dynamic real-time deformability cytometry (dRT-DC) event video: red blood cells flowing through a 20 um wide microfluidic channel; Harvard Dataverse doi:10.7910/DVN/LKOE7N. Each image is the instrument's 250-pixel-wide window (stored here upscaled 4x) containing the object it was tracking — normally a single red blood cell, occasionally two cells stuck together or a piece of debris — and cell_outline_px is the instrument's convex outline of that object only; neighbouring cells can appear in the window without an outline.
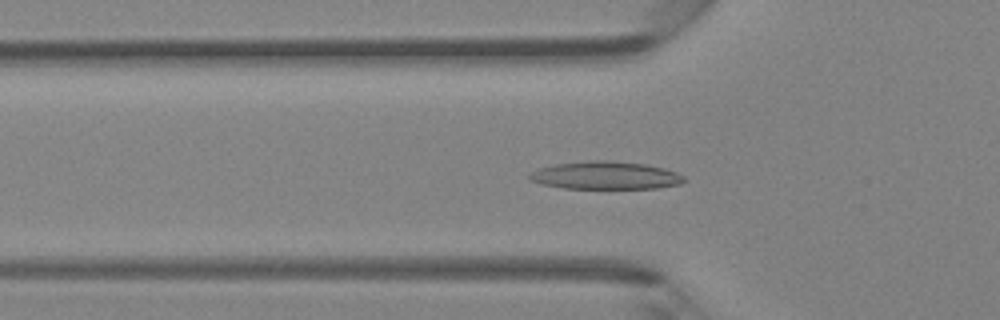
{"species": "Egyptian fruit bat (a non-hibernating species)", "species_latin": "Rousettus aegyptiacus", "temperature_condition": "room temperature", "stored_images_in_passage": 47, "camera_frame_rate_fps": 3000, "um_per_image_px": 0.085, "animal": {"sex": "female"}, "frame": {"image": 1, "passage_image": 15, "time_ms": 4.667, "image_size_px": [1000, 320], "cell_outline_px": [[684, 180], [680, 184], [656, 188], [564, 188], [540, 184], [528, 180], [528, 176], [532, 172], [540, 168], [556, 164], [588, 160], [612, 160], [644, 164], [664, 168], [676, 172], [684, 176]], "centroid_in_image_um": [51.45, 14.9], "position_along_channel_um": 74.4, "area_um2": 25.03}}
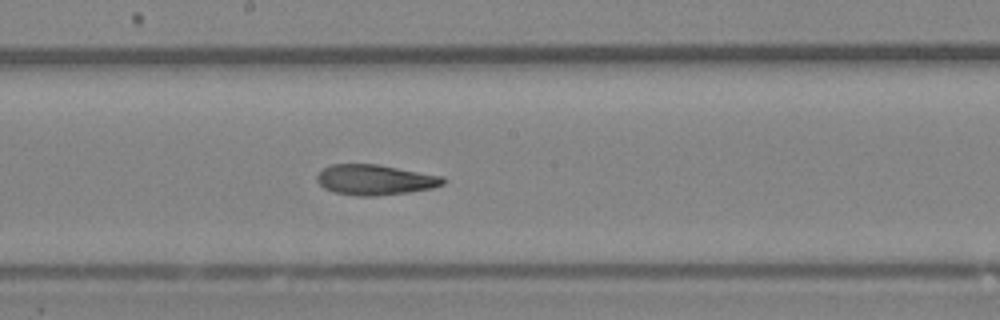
{"frame": {"image": 2, "passage_image": 25, "time_ms": 8.0, "image_size_px": [1000, 320], "cell_outline_px": [[448, 180], [444, 184], [432, 188], [408, 192], [372, 196], [356, 196], [336, 192], [324, 188], [316, 180], [316, 176], [324, 168], [332, 164], [376, 164], [444, 176]], "centroid_in_image_um": [31.91, 15.28], "position_along_channel_um": 216.3, "area_um2": 22.25}}
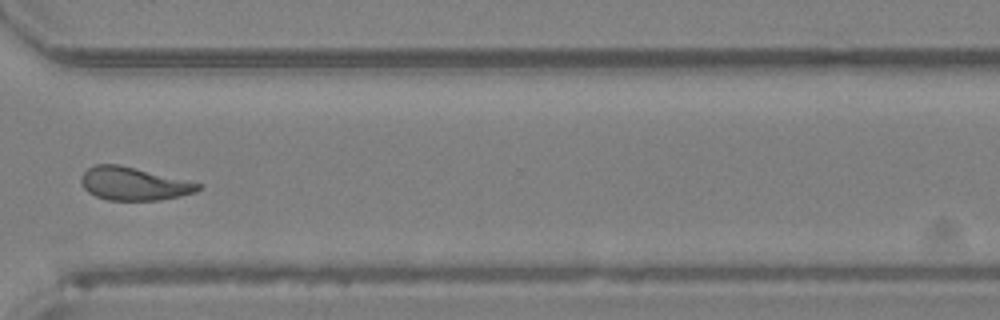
{"frame": {"image": 3, "passage_image": 35, "time_ms": 11.333, "image_size_px": [1000, 320], "cell_outline_px": [[204, 184], [196, 192], [180, 196], [160, 200], [108, 200], [96, 196], [88, 192], [84, 188], [80, 180], [80, 176], [88, 168], [96, 164], [120, 164]], "centroid_in_image_um": [11.37, 15.61], "position_along_channel_um": 359.2, "area_um2": 22.66}, "authors_computed_cell_mechanics": {"area_um2": 23.0622, "velocity_mm_per_s": 4.2723, "shape_relaxation_time_tau1_ms": null, "shape_relaxation_time_tau2_ms": 5.5606, "deformation_change_tau1": null, "deformation_change_tau2": 0.092}}